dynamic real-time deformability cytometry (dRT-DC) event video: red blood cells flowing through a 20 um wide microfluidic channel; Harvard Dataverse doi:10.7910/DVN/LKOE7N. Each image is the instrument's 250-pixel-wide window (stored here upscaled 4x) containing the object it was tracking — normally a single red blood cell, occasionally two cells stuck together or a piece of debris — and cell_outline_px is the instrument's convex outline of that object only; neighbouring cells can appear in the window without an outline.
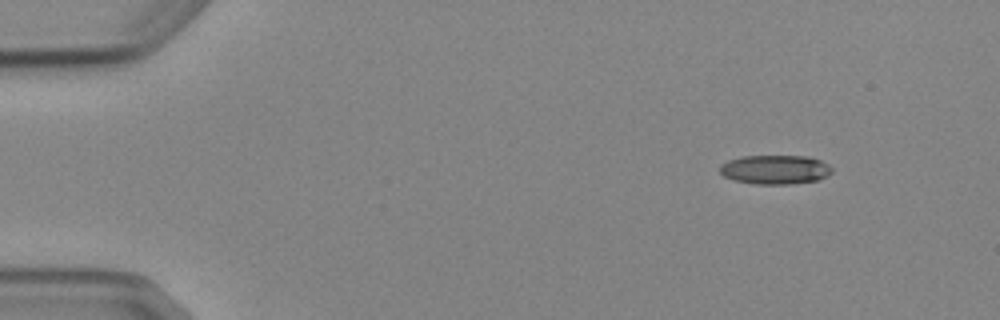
{"species": "Egyptian fruit bat (a non-hibernating species)", "species_latin": "Rousettus aegyptiacus", "temperature_condition": "cold", "stored_images_in_passage": 5, "camera_frame_rate_fps": 3000, "um_per_image_px": 0.085, "animal": {"sex": "female"}, "frame": {"image": 1, "passage_image": 1, "time_ms": 0.0, "image_size_px": [1000, 320], "cell_outline_px": [[832, 172], [820, 180], [792, 184], [756, 184], [732, 180], [724, 176], [720, 172], [720, 164], [728, 160], [744, 156], [808, 156], [820, 160], [828, 164], [832, 168]], "centroid_in_image_um": [65.89, 14.42], "position_along_channel_um": 19.1, "area_um2": 19.19}}
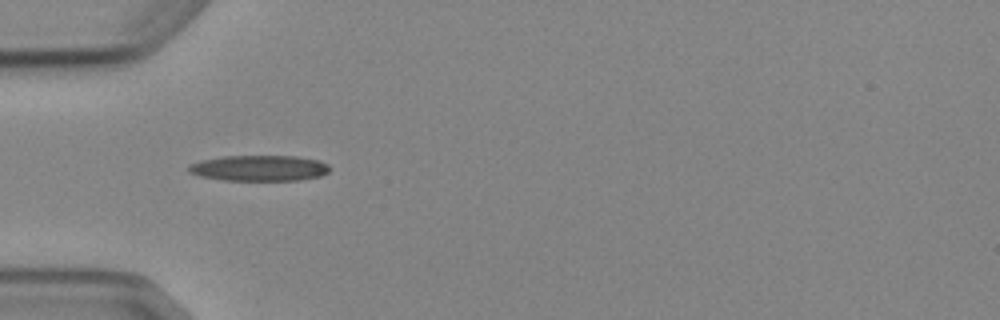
{"frame": {"image": 2, "passage_image": 4, "time_ms": 3.667, "image_size_px": [1000, 320], "cell_outline_px": [[332, 168], [328, 172], [320, 176], [300, 180], [224, 180], [200, 176], [188, 172], [188, 164], [200, 160], [224, 156], [296, 156], [320, 160], [328, 164]], "centroid_in_image_um": [22.05, 14.28], "position_along_channel_um": 63.0, "area_um2": 21.33}}
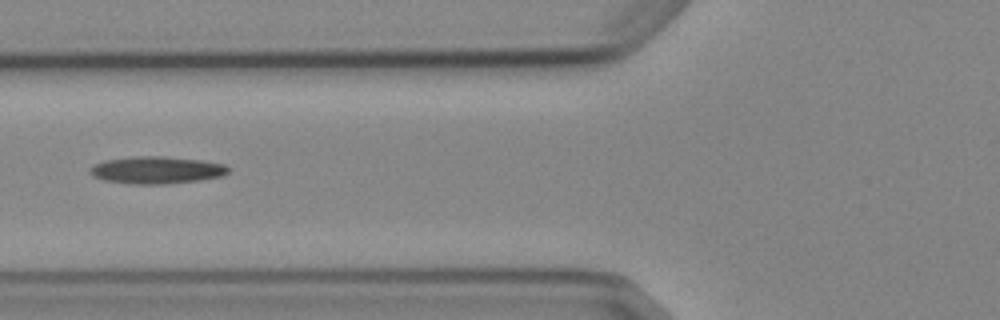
{"frame": {"image": 3, "passage_image": 5, "time_ms": 5.0, "image_size_px": [1000, 320], "cell_outline_px": [[228, 172], [224, 176], [200, 180], [164, 184], [136, 184], [104, 180], [92, 176], [88, 172], [88, 168], [92, 164], [104, 160], [132, 156], [164, 156], [200, 160], [224, 164], [228, 168]], "centroid_in_image_um": [13.26, 14.45], "position_along_channel_um": 112.5, "area_um2": 22.14}}